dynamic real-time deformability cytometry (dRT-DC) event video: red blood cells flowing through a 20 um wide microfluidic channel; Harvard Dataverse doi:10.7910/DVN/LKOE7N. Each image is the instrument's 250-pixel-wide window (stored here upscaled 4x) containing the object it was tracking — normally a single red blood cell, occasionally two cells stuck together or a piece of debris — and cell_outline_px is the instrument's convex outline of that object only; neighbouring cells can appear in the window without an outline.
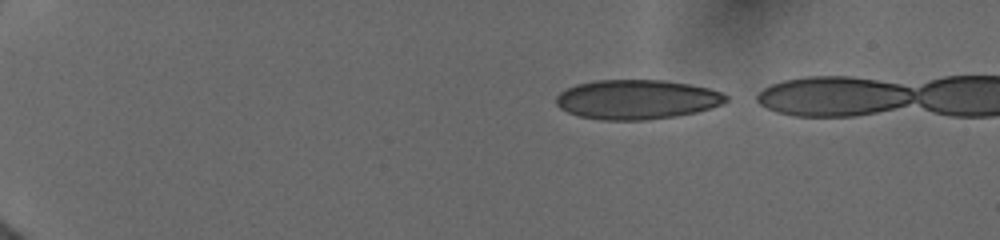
{"species": "human", "species_latin": "Homo sapiens", "temperature_condition": "cold", "stored_images_in_passage": 6, "camera_frame_rate_fps": 3000, "um_per_image_px": 0.085, "donor": {"sex": "female"}, "frame": {"image": 1, "passage_image": 1, "time_ms": 0.0, "image_size_px": [1000, 240], "cell_outline_px": [[728, 100], [720, 104], [696, 112], [676, 116], [648, 120], [604, 120], [580, 116], [568, 112], [560, 108], [556, 104], [556, 96], [560, 92], [576, 84], [596, 80], [664, 80], [688, 84], [708, 88], [720, 92], [728, 96]], "centroid_in_image_um": [54.11, 8.45], "position_along_channel_um": 30.9, "area_um2": 38.96}}